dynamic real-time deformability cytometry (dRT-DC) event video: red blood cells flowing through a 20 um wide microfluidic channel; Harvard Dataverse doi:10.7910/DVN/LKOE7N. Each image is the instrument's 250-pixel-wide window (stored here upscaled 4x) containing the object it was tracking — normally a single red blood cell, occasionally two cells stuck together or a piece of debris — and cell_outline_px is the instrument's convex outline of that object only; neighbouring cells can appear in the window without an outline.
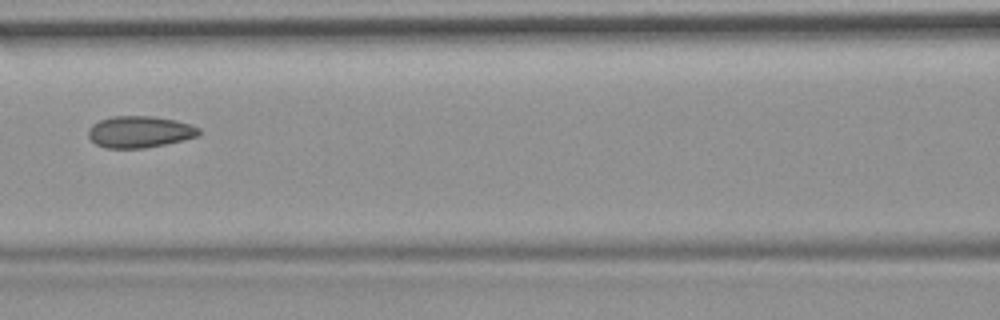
{"species": "common noctule bat (a hibernating species)", "species_latin": "Nyctalus noctula", "temperature_condition": "room temperature", "stored_images_in_passage": 4, "camera_frame_rate_fps": 3000, "um_per_image_px": 0.085, "animal": {"sex": "female", "body_mass_g": 19.9}, "frame": {"image": 1, "passage_image": 4, "time_ms": 4.333, "image_size_px": [1000, 320], "cell_outline_px": [[200, 136], [184, 140], [144, 148], [108, 148], [96, 144], [88, 136], [88, 128], [92, 124], [100, 120], [112, 116], [152, 116], [176, 120], [192, 124], [200, 128]], "centroid_in_image_um": [11.9, 11.2], "position_along_channel_um": 154.7, "area_um2": 20.52}}